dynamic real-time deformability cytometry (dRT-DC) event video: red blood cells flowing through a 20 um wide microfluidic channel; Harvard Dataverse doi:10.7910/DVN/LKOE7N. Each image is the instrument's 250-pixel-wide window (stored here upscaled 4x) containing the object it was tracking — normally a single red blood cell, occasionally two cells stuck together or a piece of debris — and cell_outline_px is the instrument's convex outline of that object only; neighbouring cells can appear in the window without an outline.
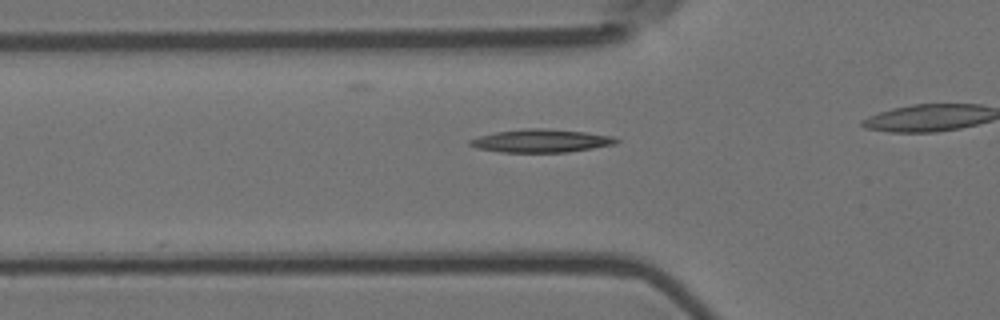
{"species": "Egyptian fruit bat (a non-hibernating species)", "species_latin": "Rousettus aegyptiacus", "temperature_condition": "room temperature", "stored_images_in_passage": 3, "camera_frame_rate_fps": 3000, "um_per_image_px": 0.085, "animal": {"sex": "female"}, "frame": {"image": 1, "passage_image": 3, "time_ms": 0.667, "image_size_px": [1000, 320], "cell_outline_px": [[620, 140], [616, 144], [568, 152], [500, 152], [476, 148], [468, 144], [468, 140], [480, 136], [496, 132], [524, 128], [544, 128], [584, 132], [612, 136]], "centroid_in_image_um": [45.97, 11.97], "position_along_channel_um": 79.8, "area_um2": 19.65}}